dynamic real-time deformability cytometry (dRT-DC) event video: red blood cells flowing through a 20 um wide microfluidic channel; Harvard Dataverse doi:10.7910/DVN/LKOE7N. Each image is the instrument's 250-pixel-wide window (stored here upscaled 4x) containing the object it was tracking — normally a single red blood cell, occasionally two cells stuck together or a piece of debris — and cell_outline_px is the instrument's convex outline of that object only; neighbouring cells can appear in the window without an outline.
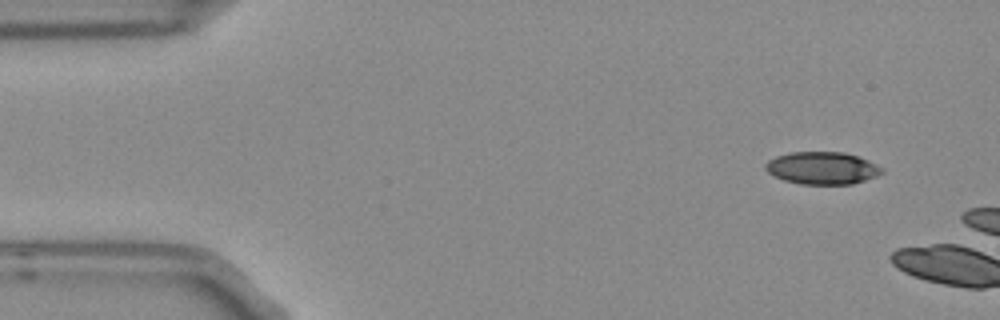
{"species": "Egyptian fruit bat (a non-hibernating species)", "species_latin": "Rousettus aegyptiacus", "temperature_condition": "room temperature", "stored_images_in_passage": 2, "camera_frame_rate_fps": 3000, "um_per_image_px": 0.085, "frame": {"image": 1, "passage_image": 1, "time_ms": 0.0, "image_size_px": [1000, 320], "cell_outline_px": [[884, 172], [876, 176], [852, 184], [800, 184], [784, 180], [768, 172], [764, 168], [764, 164], [768, 160], [776, 156], [792, 152], [844, 152], [868, 160], [884, 168]], "centroid_in_image_um": [69.89, 14.28], "position_along_channel_um": 15.1, "area_um2": 21.96}}